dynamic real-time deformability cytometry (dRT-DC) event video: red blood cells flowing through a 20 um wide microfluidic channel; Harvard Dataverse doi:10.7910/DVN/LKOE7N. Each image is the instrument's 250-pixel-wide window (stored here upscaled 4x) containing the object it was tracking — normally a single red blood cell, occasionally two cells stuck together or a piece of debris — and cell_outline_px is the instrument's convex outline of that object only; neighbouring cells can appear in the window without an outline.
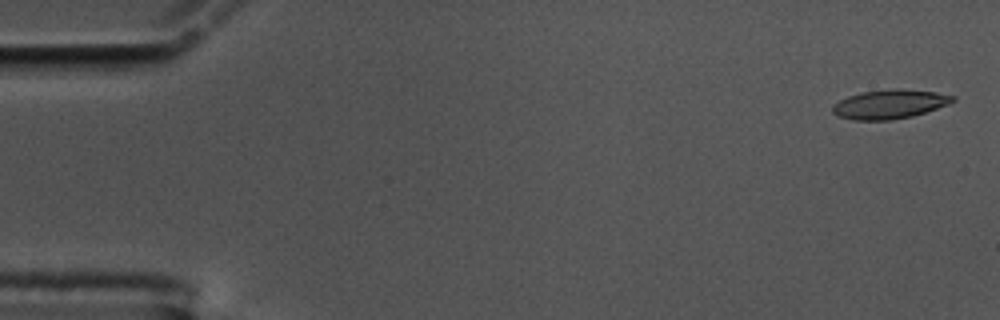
{"species": "common noctule bat (a hibernating species)", "species_latin": "Nyctalus noctula", "temperature_condition": "cold", "stored_images_in_passage": 56, "camera_frame_rate_fps": 3000, "um_per_image_px": 0.085, "animal": {"sex": "male", "body_mass_g": 17.5, "forearm_length_mm": 52.3}, "frame": {"image": 1, "passage_image": 2, "time_ms": 0.333, "image_size_px": [1000, 320], "cell_outline_px": [[956, 100], [948, 104], [912, 116], [892, 120], [852, 120], [836, 116], [832, 112], [832, 104], [848, 96], [864, 92], [892, 88], [900, 88], [936, 92], [956, 96]], "centroid_in_image_um": [75.6, 8.85], "position_along_channel_um": 9.4, "area_um2": 20.46}}
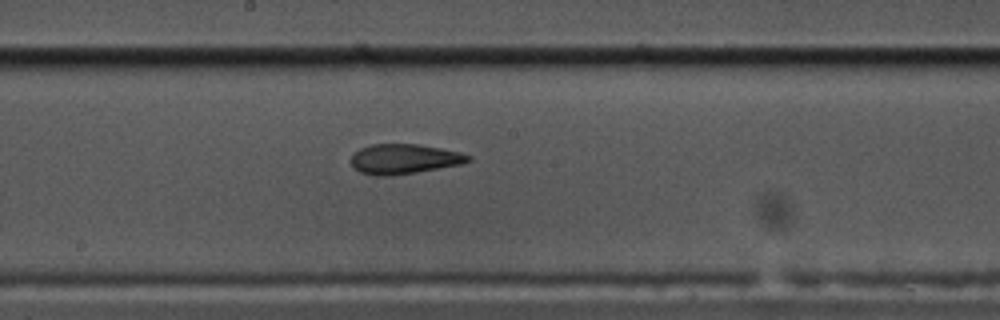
{"frame": {"image": 2, "passage_image": 30, "time_ms": 9.667, "image_size_px": [1000, 320], "cell_outline_px": [[472, 160], [460, 164], [416, 172], [388, 176], [376, 176], [360, 172], [352, 164], [352, 152], [360, 148], [372, 144], [420, 144], [460, 152], [472, 156]], "centroid_in_image_um": [34.35, 13.5], "position_along_channel_um": 213.9, "area_um2": 20.35}}
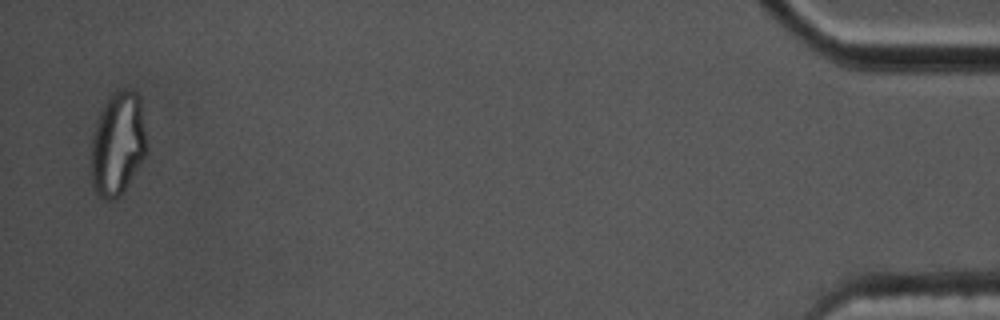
{"frame": {"image": 3, "passage_image": 55, "time_ms": 18.0, "image_size_px": [1000, 320], "cell_outline_px": [[148, 148], [140, 164], [120, 196], [112, 200], [108, 200], [100, 196], [96, 192], [92, 184], [92, 136], [96, 124], [104, 104], [120, 88], [128, 88], [136, 92], [140, 96]], "centroid_in_image_um": [10.04, 12.21], "position_along_channel_um": 425.2, "area_um2": 33.23}, "authors_computed_cell_mechanics": {"area_um2": 20.808, "velocity_mm_per_s": 3.5878, "shape_relaxation_time_tau1_ms": null, "shape_relaxation_time_tau2_ms": 1.8615, "deformation_change_tau1": null, "deformation_change_tau2": 0.0888}}